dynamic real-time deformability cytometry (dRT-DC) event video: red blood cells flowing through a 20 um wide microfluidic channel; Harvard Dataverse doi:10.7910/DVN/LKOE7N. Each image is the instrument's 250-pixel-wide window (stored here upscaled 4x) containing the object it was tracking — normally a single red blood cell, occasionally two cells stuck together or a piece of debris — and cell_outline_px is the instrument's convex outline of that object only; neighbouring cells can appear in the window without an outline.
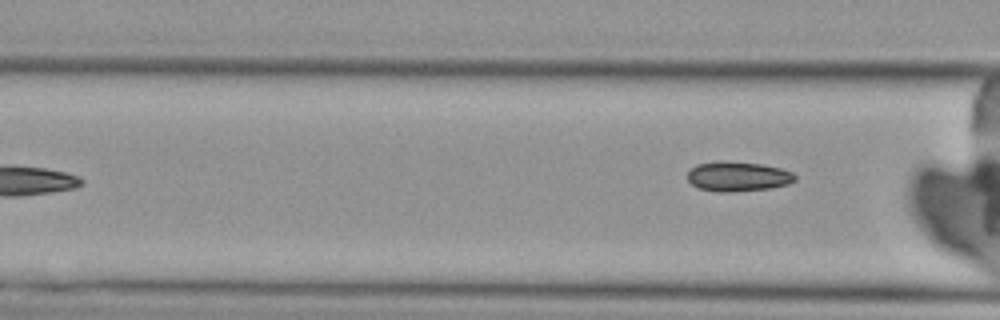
{"species": "Egyptian fruit bat (a non-hibernating species)", "species_latin": "Rousettus aegyptiacus", "temperature_condition": "cold", "stored_images_in_passage": 4, "camera_frame_rate_fps": 3000, "um_per_image_px": 0.085, "animal": {"sex": "female"}, "frame": {"image": 1, "passage_image": 4, "time_ms": 3.667, "image_size_px": [1000, 320], "cell_outline_px": [[796, 180], [788, 184], [772, 188], [732, 192], [716, 192], [700, 188], [692, 184], [688, 180], [688, 172], [696, 164], [720, 160], [760, 164], [780, 168], [792, 172], [796, 176]], "centroid_in_image_um": [62.72, 15.0], "position_along_channel_um": 103.9, "area_um2": 18.73}}